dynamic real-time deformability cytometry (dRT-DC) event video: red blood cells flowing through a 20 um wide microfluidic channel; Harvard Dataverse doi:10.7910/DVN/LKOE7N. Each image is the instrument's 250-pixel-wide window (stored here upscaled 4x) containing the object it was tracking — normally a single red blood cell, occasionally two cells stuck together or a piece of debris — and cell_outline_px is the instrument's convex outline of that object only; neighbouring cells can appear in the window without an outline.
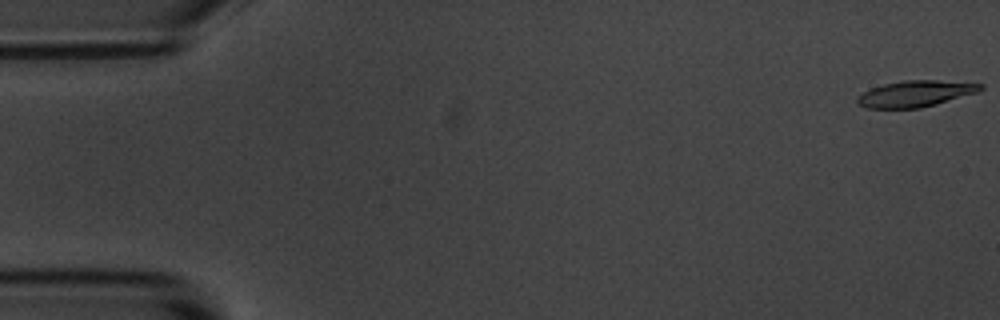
{"species": "common noctule bat (a hibernating species)", "species_latin": "Nyctalus noctula", "temperature_condition": "room temperature", "stored_images_in_passage": 6, "camera_frame_rate_fps": 3000, "um_per_image_px": 0.085, "animal": {"sex": "male", "body_mass_g": 20.1, "forearm_length_mm": 53.5}, "frame": {"image": 1, "passage_image": 1, "time_ms": 0.0, "image_size_px": [1000, 320], "cell_outline_px": [[984, 88], [980, 92], [936, 104], [920, 108], [868, 108], [860, 104], [856, 100], [856, 96], [872, 88], [884, 84], [904, 80], [936, 80], [984, 84]], "centroid_in_image_um": [77.86, 7.96], "position_along_channel_um": 7.1, "area_um2": 18.79}}